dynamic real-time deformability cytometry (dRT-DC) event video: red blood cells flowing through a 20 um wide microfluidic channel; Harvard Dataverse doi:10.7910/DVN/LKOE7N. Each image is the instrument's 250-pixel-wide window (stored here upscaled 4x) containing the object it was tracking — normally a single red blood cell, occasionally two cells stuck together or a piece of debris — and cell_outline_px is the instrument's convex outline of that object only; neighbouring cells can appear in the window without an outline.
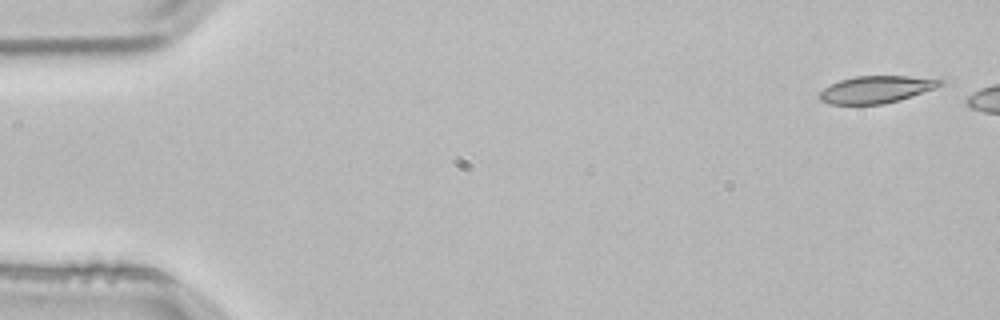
{"species": "common noctule bat (a hibernating species)", "species_latin": "Nyctalus noctula", "temperature_condition": "room temperature", "stored_images_in_passage": 2, "camera_frame_rate_fps": 3000, "um_per_image_px": 0.085, "animal": {"sex": "male", "body_mass_g": 21.5, "forearm_length_mm": 52.0}, "frame": {"image": 1, "passage_image": 1, "time_ms": 0.0, "image_size_px": [1000, 320], "cell_outline_px": [[944, 84], [936, 88], [900, 100], [884, 104], [828, 104], [820, 100], [816, 96], [824, 88], [840, 80], [856, 76], [908, 76], [944, 80]], "centroid_in_image_um": [74.47, 7.61], "position_along_channel_um": 10.5, "area_um2": 19.13}}